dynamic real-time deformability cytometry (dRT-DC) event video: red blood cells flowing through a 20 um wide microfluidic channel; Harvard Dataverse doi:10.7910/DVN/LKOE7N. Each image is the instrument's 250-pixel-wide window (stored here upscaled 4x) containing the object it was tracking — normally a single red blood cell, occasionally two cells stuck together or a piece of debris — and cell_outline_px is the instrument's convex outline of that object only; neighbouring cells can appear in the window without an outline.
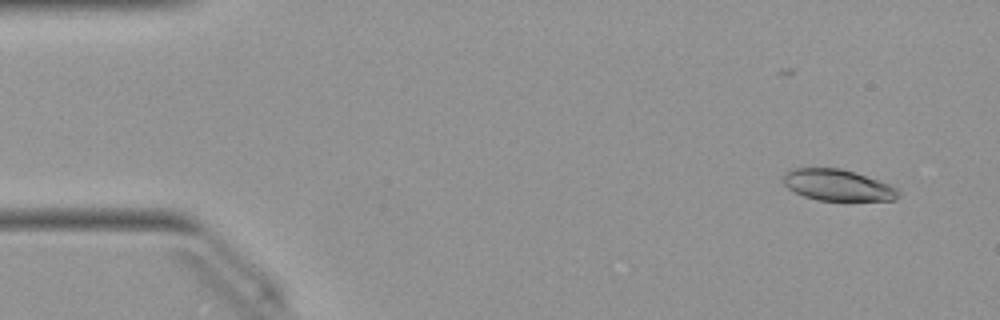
{"species": "Egyptian fruit bat (a non-hibernating species)", "species_latin": "Rousettus aegyptiacus", "temperature_condition": "warm", "stored_images_in_passage": 50, "camera_frame_rate_fps": 3000, "um_per_image_px": 0.085, "animal": {"sex": "female"}, "frame": {"image": 1, "passage_image": 3, "time_ms": 0.667, "image_size_px": [1000, 320], "cell_outline_px": [[900, 196], [896, 200], [816, 200], [804, 196], [788, 188], [784, 184], [784, 176], [788, 172], [796, 168], [840, 168], [888, 184], [896, 188], [900, 192]], "centroid_in_image_um": [71.21, 15.75], "position_along_channel_um": 13.8, "area_um2": 20.52}}
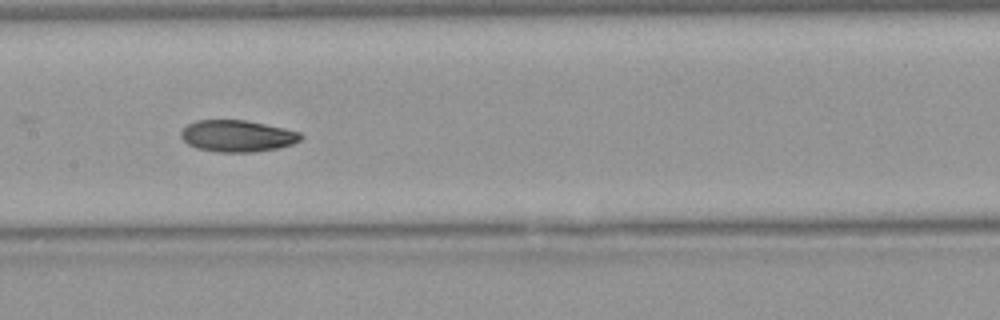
{"frame": {"image": 2, "passage_image": 24, "time_ms": 7.667, "image_size_px": [1000, 320], "cell_outline_px": [[304, 136], [300, 140], [292, 144], [276, 148], [252, 152], [216, 152], [196, 148], [188, 144], [180, 136], [180, 132], [188, 124], [196, 120], [244, 120], [284, 128], [300, 132]], "centroid_in_image_um": [20.15, 11.56], "position_along_channel_um": 187.2, "area_um2": 22.02}}
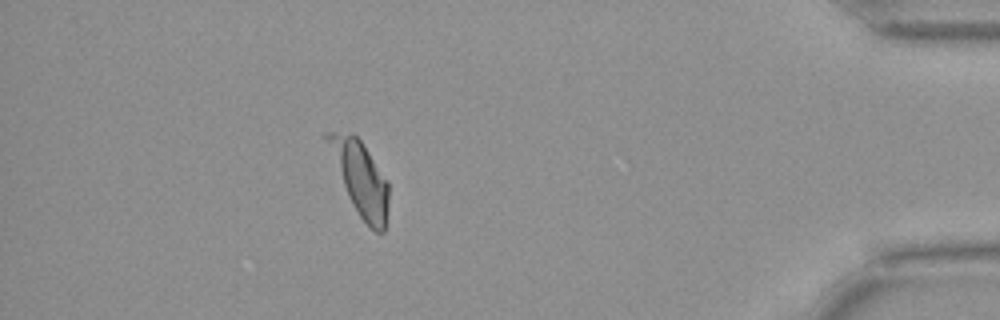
{"frame": {"image": 3, "passage_image": 44, "time_ms": 14.333, "image_size_px": [1000, 320], "cell_outline_px": [[388, 204], [384, 232], [376, 232], [360, 216], [352, 204], [348, 196], [324, 136], [324, 132], [352, 132], [360, 140], [388, 180]], "centroid_in_image_um": [30.64, 15.12], "position_along_channel_um": 404.6, "area_um2": 25.37}, "authors_computed_cell_mechanics": {"area_um2": 22.3975, "velocity_mm_per_s": 4.0291, "shape_relaxation_time_tau1_ms": 6.4075, "shape_relaxation_time_tau2_ms": 3.6641, "deformation_change_tau1": 0.1827, "deformation_change_tau2": 0.0763}}